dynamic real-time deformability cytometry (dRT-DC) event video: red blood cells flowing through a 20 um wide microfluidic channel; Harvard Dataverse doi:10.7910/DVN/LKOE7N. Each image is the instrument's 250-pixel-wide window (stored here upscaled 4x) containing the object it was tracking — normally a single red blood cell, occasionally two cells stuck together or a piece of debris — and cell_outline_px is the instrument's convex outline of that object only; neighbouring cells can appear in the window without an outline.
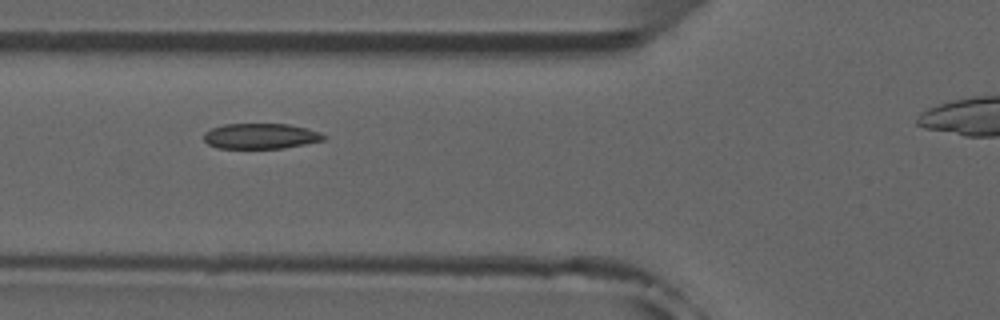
{"species": "common noctule bat (a hibernating species)", "species_latin": "Nyctalus noctula", "temperature_condition": "room temperature", "stored_images_in_passage": 32, "camera_frame_rate_fps": 3000, "um_per_image_px": 0.085, "animal": {"sex": "male", "forearm_length_mm": 52.5}, "frame": {"image": 1, "passage_image": 5, "time_ms": 1.333, "image_size_px": [1000, 320], "cell_outline_px": [[328, 136], [324, 140], [284, 148], [216, 148], [208, 144], [204, 140], [204, 132], [212, 128], [224, 124], [288, 124], [320, 132]], "centroid_in_image_um": [22.15, 11.57], "position_along_channel_um": 103.7, "area_um2": 17.74}, "authors_computed_cell_mechanics": {"area_um2": 18.4671, "velocity_mm_per_s": 3.9239, "shape_relaxation_time_tau1_ms": 6.2259, "shape_relaxation_time_tau2_ms": 1.4036, "deformation_change_tau1": 0.1318, "deformation_change_tau2": 0.0491}}